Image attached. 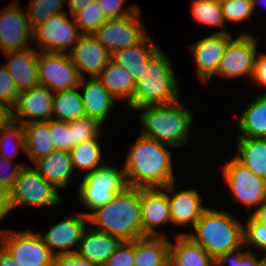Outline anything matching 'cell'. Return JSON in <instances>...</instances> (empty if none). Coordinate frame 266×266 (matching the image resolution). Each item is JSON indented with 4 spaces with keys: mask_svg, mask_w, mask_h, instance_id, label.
Segmentation results:
<instances>
[{
    "mask_svg": "<svg viewBox=\"0 0 266 266\" xmlns=\"http://www.w3.org/2000/svg\"><path fill=\"white\" fill-rule=\"evenodd\" d=\"M65 0H32L27 6V17L31 28L41 25L52 15L63 13L61 11Z\"/></svg>",
    "mask_w": 266,
    "mask_h": 266,
    "instance_id": "obj_36",
    "label": "cell"
},
{
    "mask_svg": "<svg viewBox=\"0 0 266 266\" xmlns=\"http://www.w3.org/2000/svg\"><path fill=\"white\" fill-rule=\"evenodd\" d=\"M142 110L140 119L146 132L141 135L153 138L168 146H181L187 142V135L192 124L191 113L181 107L178 101L166 105H148L135 110Z\"/></svg>",
    "mask_w": 266,
    "mask_h": 266,
    "instance_id": "obj_5",
    "label": "cell"
},
{
    "mask_svg": "<svg viewBox=\"0 0 266 266\" xmlns=\"http://www.w3.org/2000/svg\"><path fill=\"white\" fill-rule=\"evenodd\" d=\"M9 62L3 66L16 83L20 93L41 86L38 70V55L33 48L7 52Z\"/></svg>",
    "mask_w": 266,
    "mask_h": 266,
    "instance_id": "obj_20",
    "label": "cell"
},
{
    "mask_svg": "<svg viewBox=\"0 0 266 266\" xmlns=\"http://www.w3.org/2000/svg\"><path fill=\"white\" fill-rule=\"evenodd\" d=\"M149 41L146 34L138 43L111 54V60L128 70L134 82L142 78L148 70L147 61L159 49L154 43L149 44Z\"/></svg>",
    "mask_w": 266,
    "mask_h": 266,
    "instance_id": "obj_23",
    "label": "cell"
},
{
    "mask_svg": "<svg viewBox=\"0 0 266 266\" xmlns=\"http://www.w3.org/2000/svg\"><path fill=\"white\" fill-rule=\"evenodd\" d=\"M224 21L241 22L254 12L253 0H220Z\"/></svg>",
    "mask_w": 266,
    "mask_h": 266,
    "instance_id": "obj_39",
    "label": "cell"
},
{
    "mask_svg": "<svg viewBox=\"0 0 266 266\" xmlns=\"http://www.w3.org/2000/svg\"><path fill=\"white\" fill-rule=\"evenodd\" d=\"M83 214L88 216V222L98 225L96 230L120 241L142 238L140 188L128 186L108 204Z\"/></svg>",
    "mask_w": 266,
    "mask_h": 266,
    "instance_id": "obj_2",
    "label": "cell"
},
{
    "mask_svg": "<svg viewBox=\"0 0 266 266\" xmlns=\"http://www.w3.org/2000/svg\"><path fill=\"white\" fill-rule=\"evenodd\" d=\"M12 111L9 106L0 101V128L12 119Z\"/></svg>",
    "mask_w": 266,
    "mask_h": 266,
    "instance_id": "obj_50",
    "label": "cell"
},
{
    "mask_svg": "<svg viewBox=\"0 0 266 266\" xmlns=\"http://www.w3.org/2000/svg\"><path fill=\"white\" fill-rule=\"evenodd\" d=\"M88 216L83 213L77 216H66L64 220L50 227L41 238L44 244L54 254H73L76 250H69L72 246L79 245L83 231L86 229ZM58 248L59 251H54Z\"/></svg>",
    "mask_w": 266,
    "mask_h": 266,
    "instance_id": "obj_19",
    "label": "cell"
},
{
    "mask_svg": "<svg viewBox=\"0 0 266 266\" xmlns=\"http://www.w3.org/2000/svg\"><path fill=\"white\" fill-rule=\"evenodd\" d=\"M254 1V10H255V7H256V0H253ZM260 1H264V2H266L265 0H260Z\"/></svg>",
    "mask_w": 266,
    "mask_h": 266,
    "instance_id": "obj_54",
    "label": "cell"
},
{
    "mask_svg": "<svg viewBox=\"0 0 266 266\" xmlns=\"http://www.w3.org/2000/svg\"><path fill=\"white\" fill-rule=\"evenodd\" d=\"M120 242L118 238L91 227L90 231H83L76 254L96 266H103L114 254Z\"/></svg>",
    "mask_w": 266,
    "mask_h": 266,
    "instance_id": "obj_21",
    "label": "cell"
},
{
    "mask_svg": "<svg viewBox=\"0 0 266 266\" xmlns=\"http://www.w3.org/2000/svg\"><path fill=\"white\" fill-rule=\"evenodd\" d=\"M11 161L12 160H9V159L0 155V170L2 168H4V170L5 169L7 170V168H8V170H9V167L11 168L13 166V162H11ZM23 168H24L23 165L17 164V165H15V167L13 169H11L12 171L9 174L5 175V172H4V176H3V174L0 175V184H2L3 186H5L9 190H11Z\"/></svg>",
    "mask_w": 266,
    "mask_h": 266,
    "instance_id": "obj_46",
    "label": "cell"
},
{
    "mask_svg": "<svg viewBox=\"0 0 266 266\" xmlns=\"http://www.w3.org/2000/svg\"><path fill=\"white\" fill-rule=\"evenodd\" d=\"M38 70L41 86L53 93L79 88L81 77L66 52H40Z\"/></svg>",
    "mask_w": 266,
    "mask_h": 266,
    "instance_id": "obj_10",
    "label": "cell"
},
{
    "mask_svg": "<svg viewBox=\"0 0 266 266\" xmlns=\"http://www.w3.org/2000/svg\"><path fill=\"white\" fill-rule=\"evenodd\" d=\"M256 220L266 224V202L251 214Z\"/></svg>",
    "mask_w": 266,
    "mask_h": 266,
    "instance_id": "obj_53",
    "label": "cell"
},
{
    "mask_svg": "<svg viewBox=\"0 0 266 266\" xmlns=\"http://www.w3.org/2000/svg\"><path fill=\"white\" fill-rule=\"evenodd\" d=\"M140 209L142 237L163 236L155 227L171 221L167 193L160 188H140Z\"/></svg>",
    "mask_w": 266,
    "mask_h": 266,
    "instance_id": "obj_17",
    "label": "cell"
},
{
    "mask_svg": "<svg viewBox=\"0 0 266 266\" xmlns=\"http://www.w3.org/2000/svg\"><path fill=\"white\" fill-rule=\"evenodd\" d=\"M20 91L4 66L0 67V101L5 103L11 109L17 103Z\"/></svg>",
    "mask_w": 266,
    "mask_h": 266,
    "instance_id": "obj_43",
    "label": "cell"
},
{
    "mask_svg": "<svg viewBox=\"0 0 266 266\" xmlns=\"http://www.w3.org/2000/svg\"><path fill=\"white\" fill-rule=\"evenodd\" d=\"M126 187L123 168L119 170L104 164L84 175L79 194L85 206L93 212L112 201Z\"/></svg>",
    "mask_w": 266,
    "mask_h": 266,
    "instance_id": "obj_6",
    "label": "cell"
},
{
    "mask_svg": "<svg viewBox=\"0 0 266 266\" xmlns=\"http://www.w3.org/2000/svg\"><path fill=\"white\" fill-rule=\"evenodd\" d=\"M77 89L54 92L52 119L70 122L85 116L81 93Z\"/></svg>",
    "mask_w": 266,
    "mask_h": 266,
    "instance_id": "obj_32",
    "label": "cell"
},
{
    "mask_svg": "<svg viewBox=\"0 0 266 266\" xmlns=\"http://www.w3.org/2000/svg\"><path fill=\"white\" fill-rule=\"evenodd\" d=\"M239 250L222 254L215 260L216 266H223L226 262H229V266H266V254L258 260L251 252Z\"/></svg>",
    "mask_w": 266,
    "mask_h": 266,
    "instance_id": "obj_40",
    "label": "cell"
},
{
    "mask_svg": "<svg viewBox=\"0 0 266 266\" xmlns=\"http://www.w3.org/2000/svg\"><path fill=\"white\" fill-rule=\"evenodd\" d=\"M70 14L73 16L75 13L85 8L89 2H93L96 0H68Z\"/></svg>",
    "mask_w": 266,
    "mask_h": 266,
    "instance_id": "obj_51",
    "label": "cell"
},
{
    "mask_svg": "<svg viewBox=\"0 0 266 266\" xmlns=\"http://www.w3.org/2000/svg\"><path fill=\"white\" fill-rule=\"evenodd\" d=\"M101 123L88 116H83L69 122V131L72 136V148L82 142L93 140L98 137Z\"/></svg>",
    "mask_w": 266,
    "mask_h": 266,
    "instance_id": "obj_38",
    "label": "cell"
},
{
    "mask_svg": "<svg viewBox=\"0 0 266 266\" xmlns=\"http://www.w3.org/2000/svg\"><path fill=\"white\" fill-rule=\"evenodd\" d=\"M125 0H96L107 19L123 18L133 15L138 8L130 7L127 10L122 9Z\"/></svg>",
    "mask_w": 266,
    "mask_h": 266,
    "instance_id": "obj_45",
    "label": "cell"
},
{
    "mask_svg": "<svg viewBox=\"0 0 266 266\" xmlns=\"http://www.w3.org/2000/svg\"><path fill=\"white\" fill-rule=\"evenodd\" d=\"M252 80L255 83L266 86V54H261L255 58V65Z\"/></svg>",
    "mask_w": 266,
    "mask_h": 266,
    "instance_id": "obj_48",
    "label": "cell"
},
{
    "mask_svg": "<svg viewBox=\"0 0 266 266\" xmlns=\"http://www.w3.org/2000/svg\"><path fill=\"white\" fill-rule=\"evenodd\" d=\"M191 12L198 22L204 24L219 27L225 23L220 0H194Z\"/></svg>",
    "mask_w": 266,
    "mask_h": 266,
    "instance_id": "obj_37",
    "label": "cell"
},
{
    "mask_svg": "<svg viewBox=\"0 0 266 266\" xmlns=\"http://www.w3.org/2000/svg\"><path fill=\"white\" fill-rule=\"evenodd\" d=\"M12 209L18 205L55 206L60 203L57 188L46 181L36 169L25 167L10 190Z\"/></svg>",
    "mask_w": 266,
    "mask_h": 266,
    "instance_id": "obj_8",
    "label": "cell"
},
{
    "mask_svg": "<svg viewBox=\"0 0 266 266\" xmlns=\"http://www.w3.org/2000/svg\"><path fill=\"white\" fill-rule=\"evenodd\" d=\"M1 246L20 266H52L54 254L41 235L33 232L1 231Z\"/></svg>",
    "mask_w": 266,
    "mask_h": 266,
    "instance_id": "obj_7",
    "label": "cell"
},
{
    "mask_svg": "<svg viewBox=\"0 0 266 266\" xmlns=\"http://www.w3.org/2000/svg\"><path fill=\"white\" fill-rule=\"evenodd\" d=\"M238 138L266 139V92L246 107L238 119Z\"/></svg>",
    "mask_w": 266,
    "mask_h": 266,
    "instance_id": "obj_29",
    "label": "cell"
},
{
    "mask_svg": "<svg viewBox=\"0 0 266 266\" xmlns=\"http://www.w3.org/2000/svg\"><path fill=\"white\" fill-rule=\"evenodd\" d=\"M167 198L170 204L171 222L177 225L191 222L194 226L207 209L200 204L202 198L194 189L177 192L172 197L167 194Z\"/></svg>",
    "mask_w": 266,
    "mask_h": 266,
    "instance_id": "obj_26",
    "label": "cell"
},
{
    "mask_svg": "<svg viewBox=\"0 0 266 266\" xmlns=\"http://www.w3.org/2000/svg\"><path fill=\"white\" fill-rule=\"evenodd\" d=\"M169 266H216L215 260L187 235L179 234L170 242Z\"/></svg>",
    "mask_w": 266,
    "mask_h": 266,
    "instance_id": "obj_27",
    "label": "cell"
},
{
    "mask_svg": "<svg viewBox=\"0 0 266 266\" xmlns=\"http://www.w3.org/2000/svg\"><path fill=\"white\" fill-rule=\"evenodd\" d=\"M166 146L153 138L139 136L123 166L129 187L173 191L172 156Z\"/></svg>",
    "mask_w": 266,
    "mask_h": 266,
    "instance_id": "obj_1",
    "label": "cell"
},
{
    "mask_svg": "<svg viewBox=\"0 0 266 266\" xmlns=\"http://www.w3.org/2000/svg\"><path fill=\"white\" fill-rule=\"evenodd\" d=\"M73 168L88 169L87 173L94 171L101 160V149L97 138L85 141L70 151Z\"/></svg>",
    "mask_w": 266,
    "mask_h": 266,
    "instance_id": "obj_33",
    "label": "cell"
},
{
    "mask_svg": "<svg viewBox=\"0 0 266 266\" xmlns=\"http://www.w3.org/2000/svg\"><path fill=\"white\" fill-rule=\"evenodd\" d=\"M33 29L27 15L17 3L10 4L0 13V49L4 52L24 51L29 47Z\"/></svg>",
    "mask_w": 266,
    "mask_h": 266,
    "instance_id": "obj_14",
    "label": "cell"
},
{
    "mask_svg": "<svg viewBox=\"0 0 266 266\" xmlns=\"http://www.w3.org/2000/svg\"><path fill=\"white\" fill-rule=\"evenodd\" d=\"M139 15L137 10L127 17L108 19L93 35L110 54L132 46L147 34Z\"/></svg>",
    "mask_w": 266,
    "mask_h": 266,
    "instance_id": "obj_12",
    "label": "cell"
},
{
    "mask_svg": "<svg viewBox=\"0 0 266 266\" xmlns=\"http://www.w3.org/2000/svg\"><path fill=\"white\" fill-rule=\"evenodd\" d=\"M193 229L194 233L185 235L199 244L214 260L244 245L243 224L227 212L207 208Z\"/></svg>",
    "mask_w": 266,
    "mask_h": 266,
    "instance_id": "obj_3",
    "label": "cell"
},
{
    "mask_svg": "<svg viewBox=\"0 0 266 266\" xmlns=\"http://www.w3.org/2000/svg\"><path fill=\"white\" fill-rule=\"evenodd\" d=\"M97 79L117 99H127L128 108L133 109L135 82L129 71L110 60Z\"/></svg>",
    "mask_w": 266,
    "mask_h": 266,
    "instance_id": "obj_28",
    "label": "cell"
},
{
    "mask_svg": "<svg viewBox=\"0 0 266 266\" xmlns=\"http://www.w3.org/2000/svg\"><path fill=\"white\" fill-rule=\"evenodd\" d=\"M63 12L52 15L47 21L33 28L31 42L37 39V44L44 52L65 53L81 36L78 26ZM37 37V38H36Z\"/></svg>",
    "mask_w": 266,
    "mask_h": 266,
    "instance_id": "obj_9",
    "label": "cell"
},
{
    "mask_svg": "<svg viewBox=\"0 0 266 266\" xmlns=\"http://www.w3.org/2000/svg\"><path fill=\"white\" fill-rule=\"evenodd\" d=\"M87 80V81H86ZM78 87H84L81 98L84 105L85 116L99 121L106 120L116 98L103 86L97 78H81Z\"/></svg>",
    "mask_w": 266,
    "mask_h": 266,
    "instance_id": "obj_22",
    "label": "cell"
},
{
    "mask_svg": "<svg viewBox=\"0 0 266 266\" xmlns=\"http://www.w3.org/2000/svg\"><path fill=\"white\" fill-rule=\"evenodd\" d=\"M54 93L44 86L21 92L12 110V119L27 124L52 119ZM24 118V119H22Z\"/></svg>",
    "mask_w": 266,
    "mask_h": 266,
    "instance_id": "obj_16",
    "label": "cell"
},
{
    "mask_svg": "<svg viewBox=\"0 0 266 266\" xmlns=\"http://www.w3.org/2000/svg\"><path fill=\"white\" fill-rule=\"evenodd\" d=\"M224 178L234 194V202L250 207L266 202V180L255 175L235 157L222 166ZM262 203V204H261Z\"/></svg>",
    "mask_w": 266,
    "mask_h": 266,
    "instance_id": "obj_11",
    "label": "cell"
},
{
    "mask_svg": "<svg viewBox=\"0 0 266 266\" xmlns=\"http://www.w3.org/2000/svg\"><path fill=\"white\" fill-rule=\"evenodd\" d=\"M231 38L227 32L219 31L192 45L197 74L202 81L206 82L217 74L220 60Z\"/></svg>",
    "mask_w": 266,
    "mask_h": 266,
    "instance_id": "obj_18",
    "label": "cell"
},
{
    "mask_svg": "<svg viewBox=\"0 0 266 266\" xmlns=\"http://www.w3.org/2000/svg\"><path fill=\"white\" fill-rule=\"evenodd\" d=\"M68 54L81 78L83 72L90 74V78H97L111 60V54L93 34H81Z\"/></svg>",
    "mask_w": 266,
    "mask_h": 266,
    "instance_id": "obj_15",
    "label": "cell"
},
{
    "mask_svg": "<svg viewBox=\"0 0 266 266\" xmlns=\"http://www.w3.org/2000/svg\"><path fill=\"white\" fill-rule=\"evenodd\" d=\"M103 266H134V240L121 241Z\"/></svg>",
    "mask_w": 266,
    "mask_h": 266,
    "instance_id": "obj_44",
    "label": "cell"
},
{
    "mask_svg": "<svg viewBox=\"0 0 266 266\" xmlns=\"http://www.w3.org/2000/svg\"><path fill=\"white\" fill-rule=\"evenodd\" d=\"M148 70L135 82L133 109L148 105H166L178 101L175 73L167 56L158 49L147 61Z\"/></svg>",
    "mask_w": 266,
    "mask_h": 266,
    "instance_id": "obj_4",
    "label": "cell"
},
{
    "mask_svg": "<svg viewBox=\"0 0 266 266\" xmlns=\"http://www.w3.org/2000/svg\"><path fill=\"white\" fill-rule=\"evenodd\" d=\"M34 163L40 175L57 189L67 186L74 170L69 151L54 150Z\"/></svg>",
    "mask_w": 266,
    "mask_h": 266,
    "instance_id": "obj_25",
    "label": "cell"
},
{
    "mask_svg": "<svg viewBox=\"0 0 266 266\" xmlns=\"http://www.w3.org/2000/svg\"><path fill=\"white\" fill-rule=\"evenodd\" d=\"M0 266H20L8 254V252L0 245Z\"/></svg>",
    "mask_w": 266,
    "mask_h": 266,
    "instance_id": "obj_52",
    "label": "cell"
},
{
    "mask_svg": "<svg viewBox=\"0 0 266 266\" xmlns=\"http://www.w3.org/2000/svg\"><path fill=\"white\" fill-rule=\"evenodd\" d=\"M25 153L33 162L55 150L49 131V121L23 124Z\"/></svg>",
    "mask_w": 266,
    "mask_h": 266,
    "instance_id": "obj_30",
    "label": "cell"
},
{
    "mask_svg": "<svg viewBox=\"0 0 266 266\" xmlns=\"http://www.w3.org/2000/svg\"><path fill=\"white\" fill-rule=\"evenodd\" d=\"M12 211L11 199H10V190L0 184V221Z\"/></svg>",
    "mask_w": 266,
    "mask_h": 266,
    "instance_id": "obj_49",
    "label": "cell"
},
{
    "mask_svg": "<svg viewBox=\"0 0 266 266\" xmlns=\"http://www.w3.org/2000/svg\"><path fill=\"white\" fill-rule=\"evenodd\" d=\"M10 140L11 142L13 141L12 144L16 142L18 148V150H16V145H14L13 148L16 151L14 152V150H12V153H8L6 150V147L11 144ZM20 147L25 152V137L23 124L14 119H11L8 123H6L0 128V155L9 160H12L18 155Z\"/></svg>",
    "mask_w": 266,
    "mask_h": 266,
    "instance_id": "obj_34",
    "label": "cell"
},
{
    "mask_svg": "<svg viewBox=\"0 0 266 266\" xmlns=\"http://www.w3.org/2000/svg\"><path fill=\"white\" fill-rule=\"evenodd\" d=\"M73 18L81 34H94L108 20L96 1L89 2Z\"/></svg>",
    "mask_w": 266,
    "mask_h": 266,
    "instance_id": "obj_35",
    "label": "cell"
},
{
    "mask_svg": "<svg viewBox=\"0 0 266 266\" xmlns=\"http://www.w3.org/2000/svg\"><path fill=\"white\" fill-rule=\"evenodd\" d=\"M243 225V244L255 245L266 250V224L256 220L252 215Z\"/></svg>",
    "mask_w": 266,
    "mask_h": 266,
    "instance_id": "obj_42",
    "label": "cell"
},
{
    "mask_svg": "<svg viewBox=\"0 0 266 266\" xmlns=\"http://www.w3.org/2000/svg\"><path fill=\"white\" fill-rule=\"evenodd\" d=\"M52 266H96L91 261L80 257L76 253L73 254H57L54 255Z\"/></svg>",
    "mask_w": 266,
    "mask_h": 266,
    "instance_id": "obj_47",
    "label": "cell"
},
{
    "mask_svg": "<svg viewBox=\"0 0 266 266\" xmlns=\"http://www.w3.org/2000/svg\"><path fill=\"white\" fill-rule=\"evenodd\" d=\"M256 45V39L250 34L243 33L235 39L231 38L220 60L217 75L230 79L246 75L252 79Z\"/></svg>",
    "mask_w": 266,
    "mask_h": 266,
    "instance_id": "obj_13",
    "label": "cell"
},
{
    "mask_svg": "<svg viewBox=\"0 0 266 266\" xmlns=\"http://www.w3.org/2000/svg\"><path fill=\"white\" fill-rule=\"evenodd\" d=\"M49 131L55 150L71 151L72 136L69 131V122L55 119L49 120Z\"/></svg>",
    "mask_w": 266,
    "mask_h": 266,
    "instance_id": "obj_41",
    "label": "cell"
},
{
    "mask_svg": "<svg viewBox=\"0 0 266 266\" xmlns=\"http://www.w3.org/2000/svg\"><path fill=\"white\" fill-rule=\"evenodd\" d=\"M166 235L134 240V266H169L170 241Z\"/></svg>",
    "mask_w": 266,
    "mask_h": 266,
    "instance_id": "obj_24",
    "label": "cell"
},
{
    "mask_svg": "<svg viewBox=\"0 0 266 266\" xmlns=\"http://www.w3.org/2000/svg\"><path fill=\"white\" fill-rule=\"evenodd\" d=\"M237 141L239 155L235 158L266 180V139L238 138Z\"/></svg>",
    "mask_w": 266,
    "mask_h": 266,
    "instance_id": "obj_31",
    "label": "cell"
}]
</instances>
